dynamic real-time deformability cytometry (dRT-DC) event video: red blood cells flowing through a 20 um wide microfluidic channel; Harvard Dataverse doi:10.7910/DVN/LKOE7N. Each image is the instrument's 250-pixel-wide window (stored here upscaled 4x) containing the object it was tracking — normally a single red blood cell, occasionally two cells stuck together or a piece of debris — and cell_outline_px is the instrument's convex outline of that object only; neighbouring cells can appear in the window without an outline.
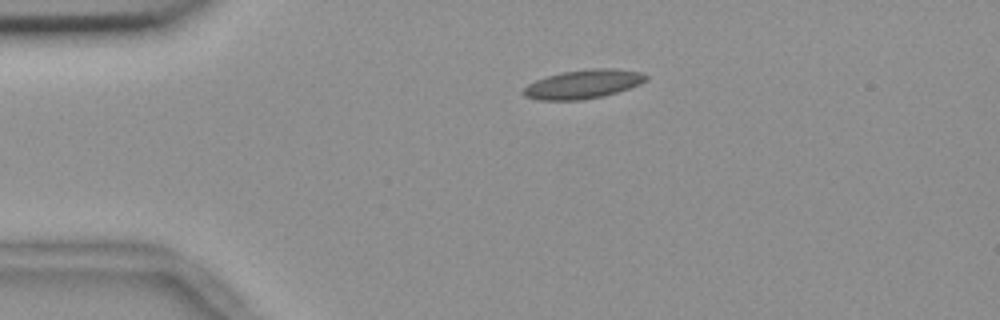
{"species": "common noctule bat (a hibernating species)", "species_latin": "Nyctalus noctula", "temperature_condition": "room temperature", "stored_images_in_passage": 2, "camera_frame_rate_fps": 3000, "um_per_image_px": 0.085, "animal": {"sex": "female", "body_mass_g": 18.4}, "frame": {"image": 1, "passage_image": 1, "time_ms": 0.0, "image_size_px": [1000, 320], "cell_outline_px": [[648, 80], [640, 84], [604, 96], [580, 100], [536, 100], [524, 96], [524, 88], [528, 84], [536, 80], [548, 76], [564, 72], [592, 68], [612, 68], [644, 72], [648, 76]], "centroid_in_image_um": [49.61, 7.15], "position_along_channel_um": 35.4, "area_um2": 20.58}}